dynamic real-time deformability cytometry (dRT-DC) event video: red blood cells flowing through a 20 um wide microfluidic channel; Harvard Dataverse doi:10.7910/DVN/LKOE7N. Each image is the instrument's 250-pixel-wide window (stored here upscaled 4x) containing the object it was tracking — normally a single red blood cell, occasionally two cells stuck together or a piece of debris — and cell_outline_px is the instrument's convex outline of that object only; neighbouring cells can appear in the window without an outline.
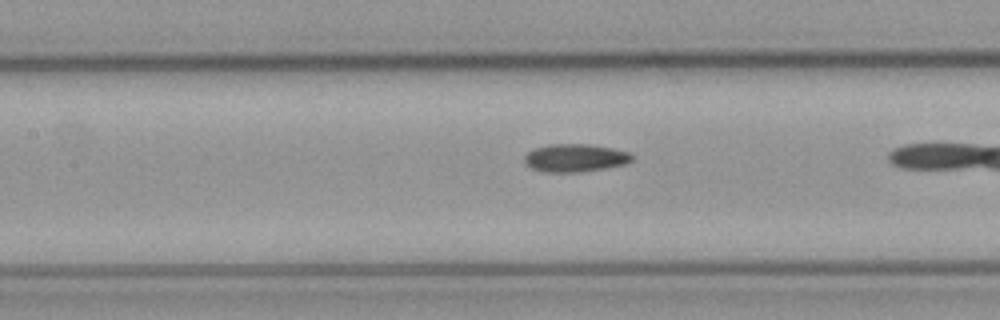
{"species": "common noctule bat (a hibernating species)", "species_latin": "Nyctalus noctula", "temperature_condition": "cold", "stored_images_in_passage": 23, "camera_frame_rate_fps": 3000, "um_per_image_px": 0.085, "animal": {"sex": "male", "body_mass_g": 23.1, "forearm_length_mm": 52.7}, "frame": {"image": 1, "passage_image": 22, "time_ms": 7.0, "image_size_px": [1000, 320], "cell_outline_px": [[632, 160], [624, 164], [604, 168], [576, 172], [544, 172], [532, 168], [524, 160], [524, 156], [528, 152], [536, 148], [548, 144], [588, 144], [612, 148], [628, 152], [632, 156]], "centroid_in_image_um": [48.87, 13.41], "position_along_channel_um": 158.5, "area_um2": 17.22}}